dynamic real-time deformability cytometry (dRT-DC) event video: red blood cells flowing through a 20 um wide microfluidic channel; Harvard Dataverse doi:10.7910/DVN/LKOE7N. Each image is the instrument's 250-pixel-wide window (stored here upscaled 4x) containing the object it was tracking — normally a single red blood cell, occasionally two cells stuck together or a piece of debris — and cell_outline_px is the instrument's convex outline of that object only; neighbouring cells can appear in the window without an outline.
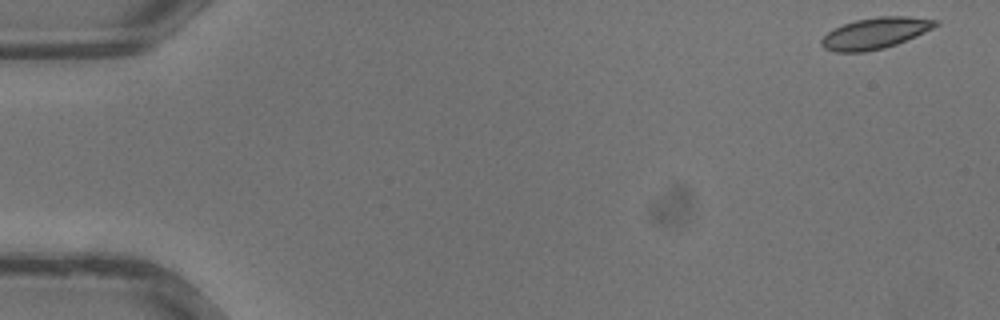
{"species": "common noctule bat (a hibernating species)", "species_latin": "Nyctalus noctula", "temperature_condition": "warm", "stored_images_in_passage": 32, "camera_frame_rate_fps": 3000, "um_per_image_px": 0.085, "animal": {"sex": "male", "body_mass_g": 13.3}, "frame": {"image": 1, "passage_image": 1, "time_ms": 0.0, "image_size_px": [1000, 320], "cell_outline_px": [[940, 24], [916, 36], [896, 44], [884, 48], [864, 52], [836, 52], [824, 48], [820, 44], [820, 40], [832, 28], [856, 20], [880, 16], [908, 16], [940, 20]], "centroid_in_image_um": [74.39, 2.82], "position_along_channel_um": 10.6, "area_um2": 20.75}}
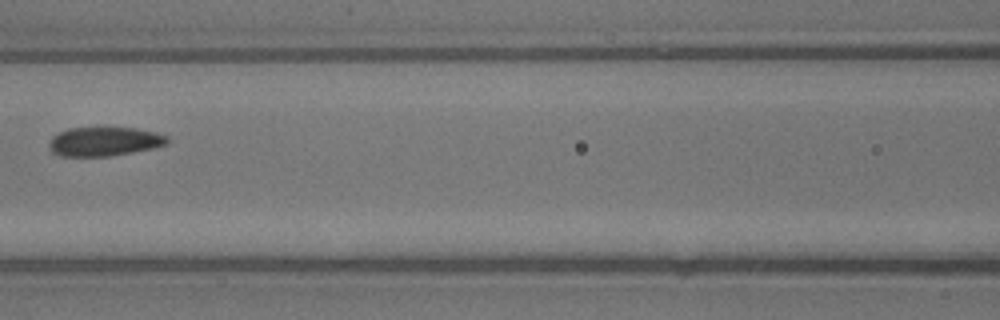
{"frame": {"image": 2, "passage_image": 16, "time_ms": 5.0, "image_size_px": [1000, 320], "cell_outline_px": [[168, 144], [152, 148], [112, 156], [60, 156], [52, 152], [48, 144], [52, 136], [68, 128], [136, 128], [156, 132], [168, 136]], "centroid_in_image_um": [8.87, 12.03], "position_along_channel_um": 157.7, "area_um2": 20.0}}
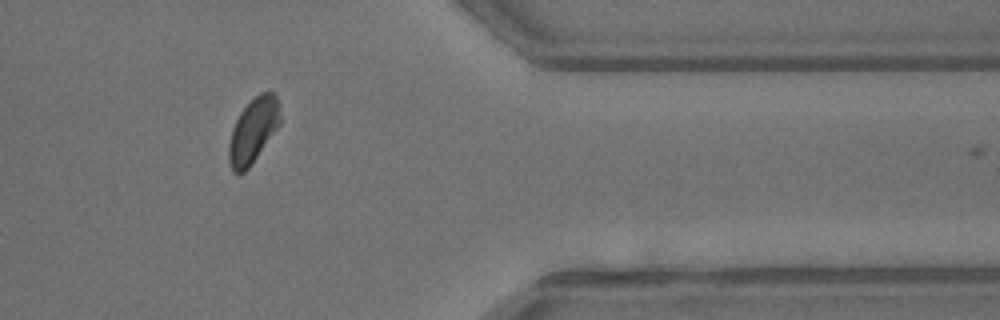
{"frame": {"image": 3, "passage_image": 29, "time_ms": 9.333, "image_size_px": [1000, 320], "cell_outline_px": [[280, 124], [252, 164], [244, 172], [232, 172], [228, 160], [228, 144], [232, 128], [240, 112], [260, 92], [276, 92], [280, 104]], "centroid_in_image_um": [21.53, 11.09], "position_along_channel_um": 389.9, "area_um2": 19.48}}